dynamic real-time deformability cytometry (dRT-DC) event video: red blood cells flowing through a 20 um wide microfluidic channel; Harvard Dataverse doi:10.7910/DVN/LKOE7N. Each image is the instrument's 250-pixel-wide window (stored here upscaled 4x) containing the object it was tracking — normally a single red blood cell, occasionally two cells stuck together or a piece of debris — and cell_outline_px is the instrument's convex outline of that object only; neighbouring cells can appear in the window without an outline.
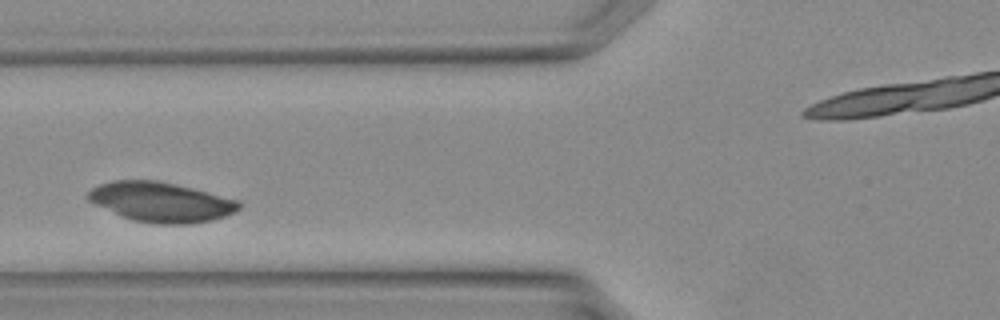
{"species": "Egyptian fruit bat (a non-hibernating species)", "species_latin": "Rousettus aegyptiacus", "temperature_condition": "warm", "stored_images_in_passage": 23, "camera_frame_rate_fps": 3000, "um_per_image_px": 0.085, "animal": {"sex": "female"}, "frame": {"image": 1, "passage_image": 7, "time_ms": 2.0, "image_size_px": [1000, 320], "cell_outline_px": [[244, 204], [236, 212], [212, 220], [192, 224], [156, 224], [132, 220], [120, 216], [88, 200], [88, 192], [92, 188], [100, 184], [112, 180], [160, 180], [240, 200]], "centroid_in_image_um": [13.73, 17.17], "position_along_channel_um": 112.1, "area_um2": 35.2}}